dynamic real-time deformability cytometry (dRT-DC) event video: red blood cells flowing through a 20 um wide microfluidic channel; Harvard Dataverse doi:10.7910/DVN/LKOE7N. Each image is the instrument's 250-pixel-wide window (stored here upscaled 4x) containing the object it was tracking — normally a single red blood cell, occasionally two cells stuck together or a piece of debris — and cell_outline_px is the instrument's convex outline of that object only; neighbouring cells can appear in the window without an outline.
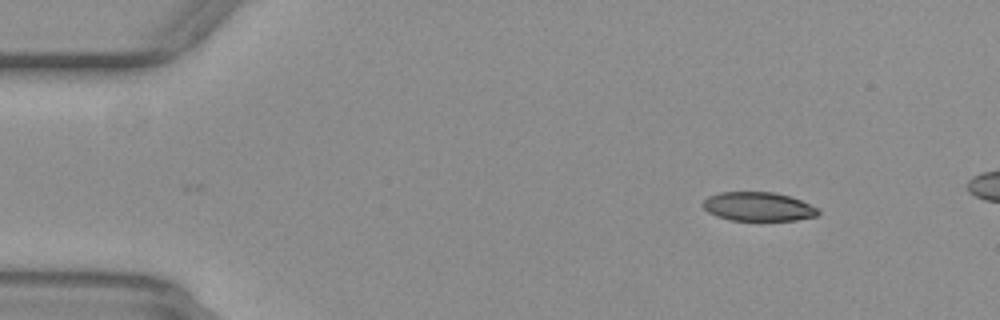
{"species": "common noctule bat (a hibernating species)", "species_latin": "Nyctalus noctula", "temperature_condition": "warm", "stored_images_in_passage": 13, "camera_frame_rate_fps": 3000, "um_per_image_px": 0.085, "animal": {"sex": "female", "body_mass_g": 29.2, "forearm_length_mm": 56.3}, "frame": {"image": 1, "passage_image": 3, "time_ms": 0.667, "image_size_px": [1000, 320], "cell_outline_px": [[820, 212], [816, 216], [796, 220], [728, 220], [716, 216], [708, 212], [704, 208], [704, 200], [708, 196], [720, 192], [772, 192], [788, 196], [800, 200], [820, 208]], "centroid_in_image_um": [64.46, 17.56], "position_along_channel_um": 20.5, "area_um2": 19.36}}